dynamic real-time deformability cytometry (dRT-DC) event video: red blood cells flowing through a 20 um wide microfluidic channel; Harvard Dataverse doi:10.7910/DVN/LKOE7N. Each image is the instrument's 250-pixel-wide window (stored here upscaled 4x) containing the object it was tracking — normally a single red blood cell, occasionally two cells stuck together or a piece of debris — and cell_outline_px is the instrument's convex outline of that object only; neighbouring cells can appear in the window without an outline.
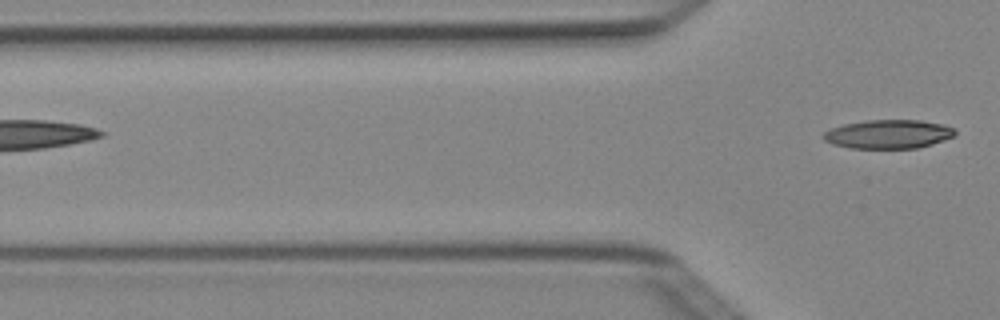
{"species": "Egyptian fruit bat (a non-hibernating species)", "species_latin": "Rousettus aegyptiacus", "temperature_condition": "cold", "stored_images_in_passage": 6, "camera_frame_rate_fps": 3000, "um_per_image_px": 0.085, "animal": {"sex": "female"}, "frame": {"image": 1, "passage_image": 6, "time_ms": 1.667, "image_size_px": [1000, 320], "cell_outline_px": [[956, 136], [932, 144], [916, 148], [852, 148], [832, 144], [824, 140], [820, 136], [824, 132], [832, 128], [844, 124], [864, 120], [920, 120], [944, 124], [956, 128]], "centroid_in_image_um": [75.53, 11.39], "position_along_channel_um": 50.3, "area_um2": 22.31}}